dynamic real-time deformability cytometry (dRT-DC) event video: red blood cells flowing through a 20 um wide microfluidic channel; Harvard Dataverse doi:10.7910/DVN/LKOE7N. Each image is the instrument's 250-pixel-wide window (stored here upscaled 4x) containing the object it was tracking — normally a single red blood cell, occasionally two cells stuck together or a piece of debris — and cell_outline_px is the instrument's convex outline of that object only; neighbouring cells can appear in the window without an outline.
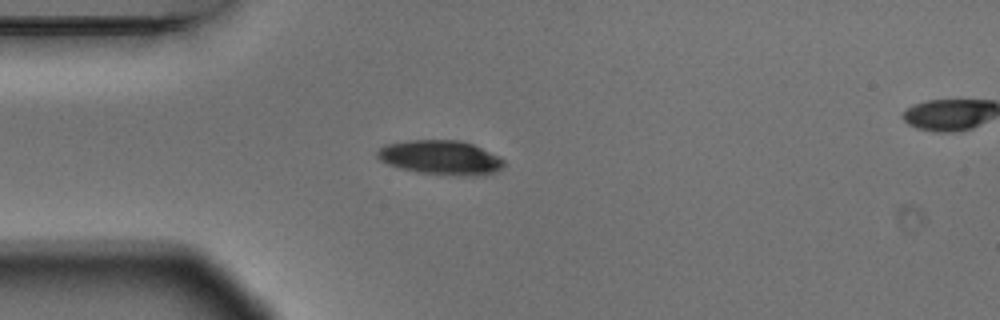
{"species": "Egyptian fruit bat (a non-hibernating species)", "species_latin": "Rousettus aegyptiacus", "temperature_condition": "warm", "stored_images_in_passage": 5, "segment_of_instrument_passage": [1, 2], "camera_frame_rate_fps": 3000, "um_per_image_px": 0.085, "animal": {"sex": "male"}, "frame": {"image": 1, "passage_image": 4, "time_ms": 1.0, "image_size_px": [1000, 320], "cell_outline_px": [[504, 164], [500, 168], [484, 176], [468, 176], [416, 172], [400, 168], [388, 164], [380, 160], [376, 156], [376, 152], [384, 144], [408, 140], [460, 140], [472, 144], [500, 156], [504, 160]], "centroid_in_image_um": [37.44, 13.38], "position_along_channel_um": 47.6, "area_um2": 25.37}}